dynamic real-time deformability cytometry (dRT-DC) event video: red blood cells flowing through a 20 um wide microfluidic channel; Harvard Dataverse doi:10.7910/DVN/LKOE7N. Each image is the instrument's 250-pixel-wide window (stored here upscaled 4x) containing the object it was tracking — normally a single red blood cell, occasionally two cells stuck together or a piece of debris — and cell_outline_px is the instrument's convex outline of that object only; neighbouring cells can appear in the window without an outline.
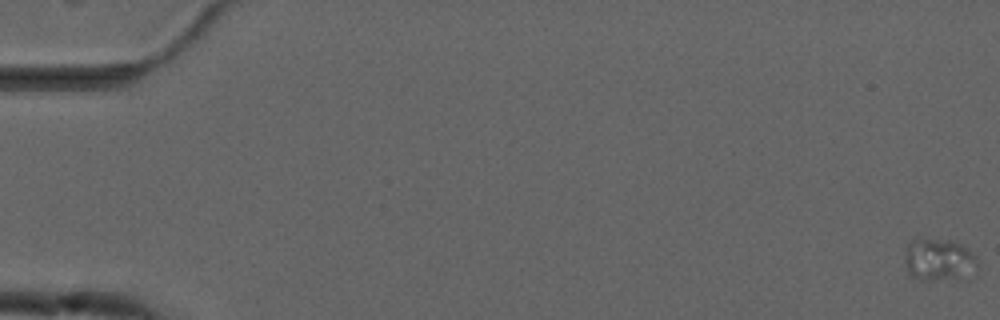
{"species": "common noctule bat (a hibernating species)", "species_latin": "Nyctalus noctula", "temperature_condition": "cold", "stored_images_in_passage": 57, "camera_frame_rate_fps": 3000, "um_per_image_px": 0.085, "animal": {"sex": "male", "forearm_length_mm": 52.5}, "frame": {"image": 1, "passage_image": 1, "time_ms": 0.0, "image_size_px": [1000, 320], "cell_outline_px": [[976, 276], [956, 280], [920, 280], [908, 276], [904, 260], [904, 256], [908, 244], [924, 240], [948, 240], [960, 244], [968, 248], [976, 256]], "centroid_in_image_um": [79.86, 22.16], "position_along_channel_um": 5.1, "area_um2": 18.26}}
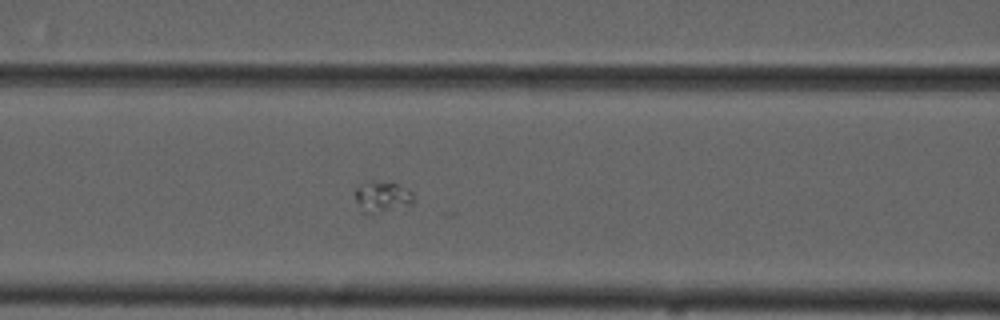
{"frame": {"image": 2, "passage_image": 25, "time_ms": 8.0, "image_size_px": [1000, 320], "cell_outline_px": [[412, 204], [372, 216], [368, 216], [364, 212], [356, 200], [356, 188], [372, 184], [392, 180], [408, 188], [412, 192]], "centroid_in_image_um": [32.56, 16.78], "position_along_channel_um": 134.0, "area_um2": 10.46}}
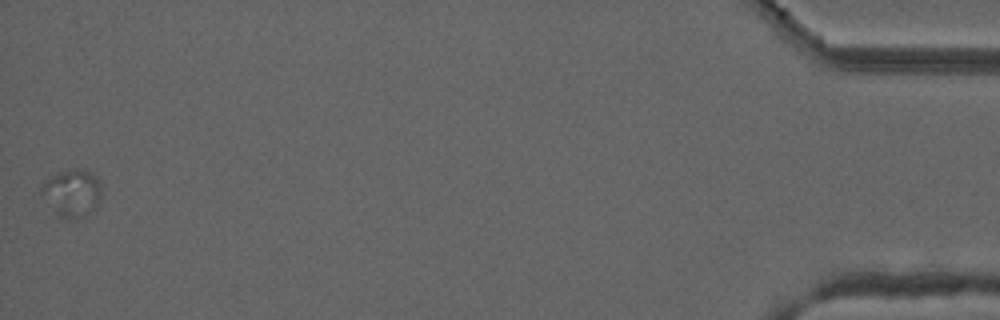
{"frame": {"image": 3, "passage_image": 57, "time_ms": 18.667, "image_size_px": [1000, 320], "cell_outline_px": [[100, 200], [96, 212], [76, 220], [56, 216], [40, 192], [40, 188], [44, 180], [68, 168], [92, 172], [100, 180]], "centroid_in_image_um": [6.14, 16.45], "position_along_channel_um": 429.1, "area_um2": 17.11}}